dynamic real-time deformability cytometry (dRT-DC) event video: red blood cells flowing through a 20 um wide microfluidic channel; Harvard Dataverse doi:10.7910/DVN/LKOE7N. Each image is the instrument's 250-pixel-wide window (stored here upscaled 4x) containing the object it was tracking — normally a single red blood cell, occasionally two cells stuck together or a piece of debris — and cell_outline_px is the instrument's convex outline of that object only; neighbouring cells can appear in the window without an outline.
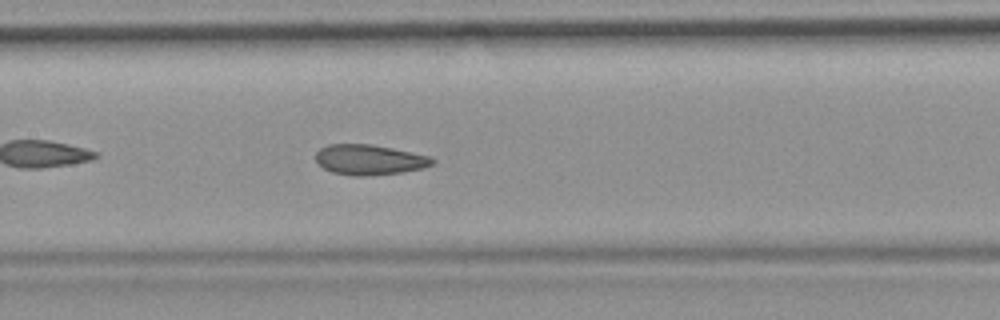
{"species": "common noctule bat (a hibernating species)", "species_latin": "Nyctalus noctula", "temperature_condition": "room temperature", "stored_images_in_passage": 41, "camera_frame_rate_fps": 3000, "um_per_image_px": 0.085, "animal": {"sex": "female", "body_mass_g": 19.9}, "frame": {"image": 1, "passage_image": 12, "time_ms": 3.667, "image_size_px": [1000, 320], "cell_outline_px": [[436, 160], [432, 164], [424, 168], [400, 172], [368, 176], [352, 176], [332, 172], [324, 168], [316, 160], [316, 152], [320, 148], [328, 144], [372, 144], [432, 156]], "centroid_in_image_um": [31.41, 13.57], "position_along_channel_um": 176.0, "area_um2": 20.63}, "authors_computed_cell_mechanics": {"area_um2": 20.9236, "velocity_mm_per_s": 3.7141, "shape_relaxation_time_tau1_ms": null, "shape_relaxation_time_tau2_ms": 1.9487, "deformation_change_tau1": null, "deformation_change_tau2": 0.0832}}